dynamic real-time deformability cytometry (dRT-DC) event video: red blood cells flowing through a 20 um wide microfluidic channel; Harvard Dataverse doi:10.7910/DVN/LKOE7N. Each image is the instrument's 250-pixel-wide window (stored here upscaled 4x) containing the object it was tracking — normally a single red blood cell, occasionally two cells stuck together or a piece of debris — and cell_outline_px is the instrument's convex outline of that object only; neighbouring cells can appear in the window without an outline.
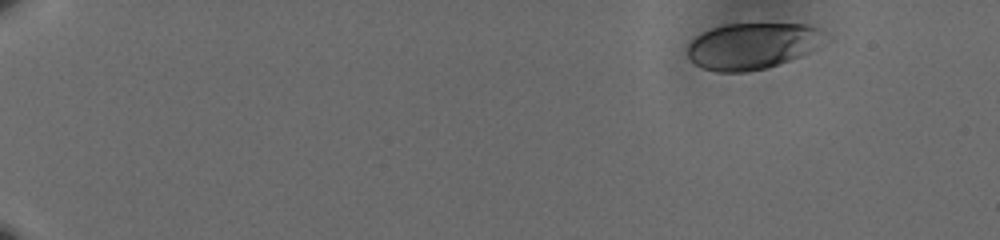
{"species": "human", "species_latin": "Homo sapiens", "temperature_condition": "cold", "stored_images_in_passage": 50, "camera_frame_rate_fps": 3000, "um_per_image_px": 0.085, "donor": {"sex": "male"}, "frame": {"image": 1, "passage_image": 1, "time_ms": 0.0, "image_size_px": [1000, 240], "cell_outline_px": [[824, 32], [808, 52], [800, 56], [764, 68], [744, 72], [720, 72], [704, 68], [696, 64], [688, 56], [688, 44], [696, 36], [712, 28], [724, 24], [808, 24], [820, 28]], "centroid_in_image_um": [63.86, 3.89], "position_along_channel_um": 21.1, "area_um2": 36.13}}
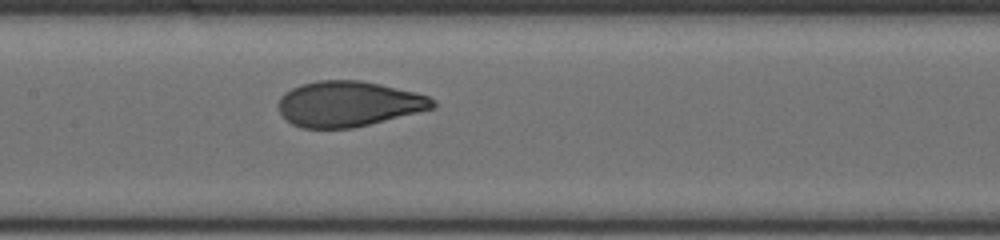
{"frame": {"image": 2, "passage_image": 27, "time_ms": 8.667, "image_size_px": [1000, 240], "cell_outline_px": [[436, 108], [352, 128], [304, 128], [292, 124], [280, 112], [280, 96], [284, 92], [300, 84], [316, 80], [360, 80], [380, 84], [416, 92], [428, 96], [436, 100]], "centroid_in_image_um": [29.65, 8.82], "position_along_channel_um": 177.7, "area_um2": 40.81}}
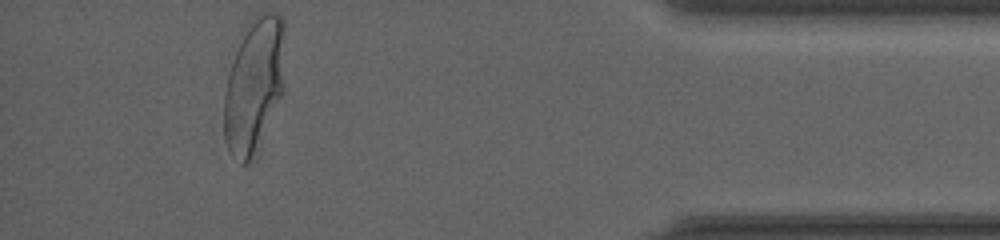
{"frame": {"image": 3, "passage_image": 50, "time_ms": 16.333, "image_size_px": [1000, 240], "cell_outline_px": [[284, 92], [248, 160], [244, 164], [240, 164], [228, 148], [224, 140], [224, 92], [228, 72], [232, 60], [248, 28], [256, 16], [260, 12], [276, 12], [284, 20]], "centroid_in_image_um": [21.6, 7.18], "position_along_channel_um": 413.6, "area_um2": 46.53}, "authors_computed_cell_mechanics": {"area_um2": 40.8068, "velocity_mm_per_s": 3.5961, "shape_relaxation_time_tau1_ms": 3.9222, "shape_relaxation_time_tau2_ms": null, "deformation_change_tau1": 0.1599, "deformation_change_tau2": null}}